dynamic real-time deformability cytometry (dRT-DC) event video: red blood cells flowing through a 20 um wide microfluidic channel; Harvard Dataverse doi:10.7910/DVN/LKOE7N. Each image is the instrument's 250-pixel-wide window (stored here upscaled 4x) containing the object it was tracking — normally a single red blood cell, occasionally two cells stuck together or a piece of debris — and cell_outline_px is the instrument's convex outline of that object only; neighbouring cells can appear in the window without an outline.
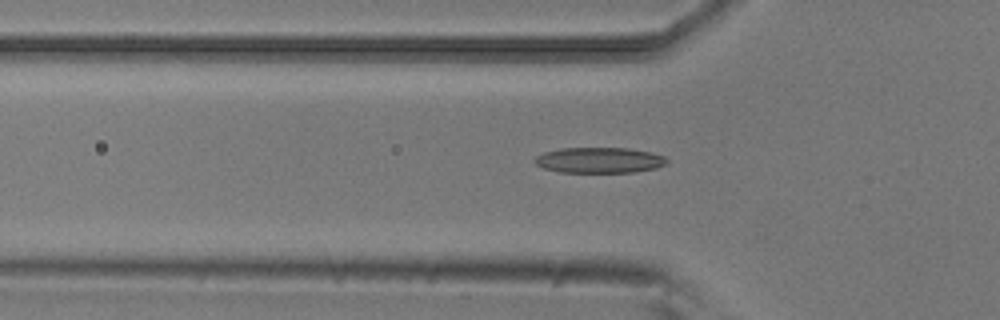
{"species": "common noctule bat (a hibernating species)", "species_latin": "Nyctalus noctula", "temperature_condition": "room temperature", "stored_images_in_passage": 53, "camera_frame_rate_fps": 3000, "um_per_image_px": 0.085, "animal": {"sex": "male", "body_mass_g": 20.5, "forearm_length_mm": 52.5}, "frame": {"image": 1, "passage_image": 17, "time_ms": 5.333, "image_size_px": [1000, 320], "cell_outline_px": [[668, 164], [656, 168], [636, 172], [560, 172], [544, 168], [536, 164], [532, 160], [536, 156], [544, 152], [560, 148], [628, 148], [652, 152], [664, 156], [668, 160]], "centroid_in_image_um": [50.97, 13.61], "position_along_channel_um": 74.8, "area_um2": 19.88}}
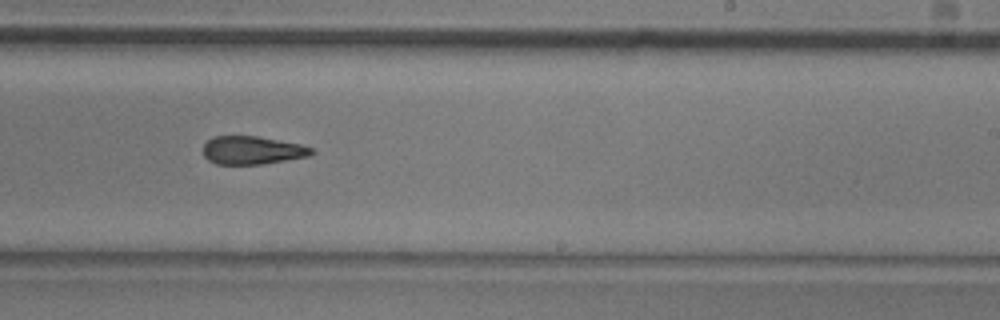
{"frame": {"image": 2, "passage_image": 32, "time_ms": 10.333, "image_size_px": [1000, 320], "cell_outline_px": [[316, 152], [312, 156], [264, 164], [216, 164], [208, 160], [204, 156], [204, 144], [208, 140], [216, 136], [256, 136], [300, 144], [312, 148]], "centroid_in_image_um": [21.48, 12.78], "position_along_channel_um": 267.5, "area_um2": 17.86}}
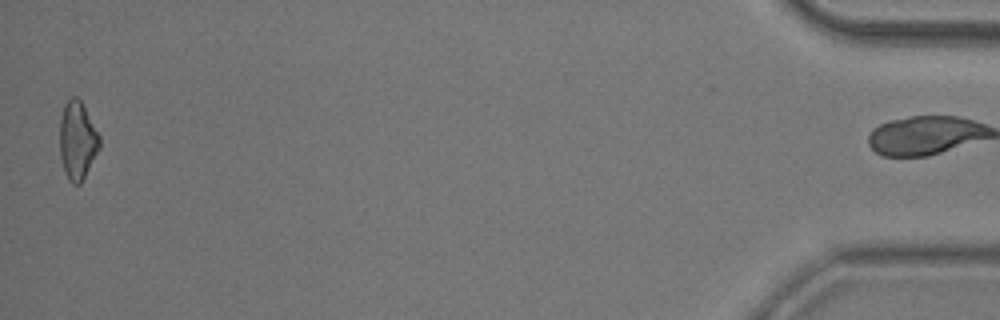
{"frame": {"image": 3, "passage_image": 52, "time_ms": 17.0, "image_size_px": [1000, 320], "cell_outline_px": [[100, 148], [80, 184], [72, 184], [68, 180], [64, 172], [60, 156], [60, 120], [64, 104], [72, 96], [76, 96], [80, 100], [100, 136]], "centroid_in_image_um": [6.57, 11.95], "position_along_channel_um": 428.6, "area_um2": 18.03}, "authors_computed_cell_mechanics": {"area_um2": 18.785, "velocity_mm_per_s": 3.8351, "shape_relaxation_time_tau1_ms": 7.7738, "shape_relaxation_time_tau2_ms": 5.5211, "deformation_change_tau1": 0.1904, "deformation_change_tau2": 0.1688}}